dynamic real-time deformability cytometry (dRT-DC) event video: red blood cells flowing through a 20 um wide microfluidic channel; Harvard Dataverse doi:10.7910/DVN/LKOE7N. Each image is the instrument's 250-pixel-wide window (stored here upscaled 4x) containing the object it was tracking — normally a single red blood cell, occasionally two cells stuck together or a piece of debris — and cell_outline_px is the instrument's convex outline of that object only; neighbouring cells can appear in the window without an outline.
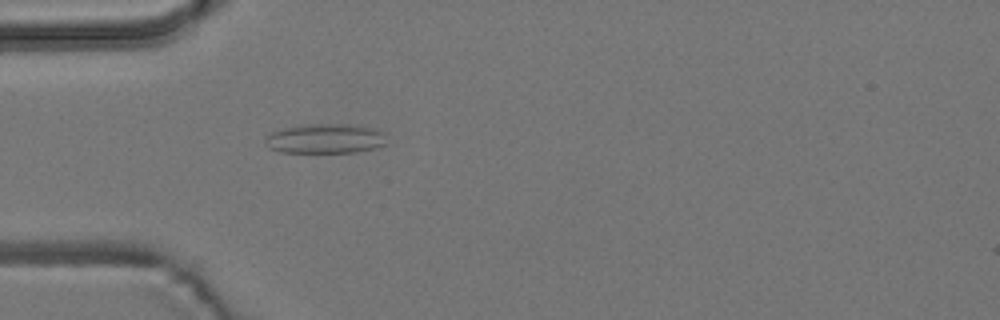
{"species": "common noctule bat (a hibernating species)", "species_latin": "Nyctalus noctula", "temperature_condition": "room temperature", "stored_images_in_passage": 2, "camera_frame_rate_fps": 3000, "um_per_image_px": 0.085, "animal": {"sex": "male", "body_mass_g": 19.2, "forearm_length_mm": 51.8}, "frame": {"image": 1, "passage_image": 2, "time_ms": 1.0, "image_size_px": [1000, 320], "cell_outline_px": [[388, 144], [376, 148], [356, 152], [280, 152], [268, 148], [264, 144], [264, 136], [272, 132], [284, 128], [308, 124], [348, 124], [372, 128], [384, 132]], "centroid_in_image_um": [27.64, 11.79], "position_along_channel_um": 57.4, "area_um2": 21.21}}